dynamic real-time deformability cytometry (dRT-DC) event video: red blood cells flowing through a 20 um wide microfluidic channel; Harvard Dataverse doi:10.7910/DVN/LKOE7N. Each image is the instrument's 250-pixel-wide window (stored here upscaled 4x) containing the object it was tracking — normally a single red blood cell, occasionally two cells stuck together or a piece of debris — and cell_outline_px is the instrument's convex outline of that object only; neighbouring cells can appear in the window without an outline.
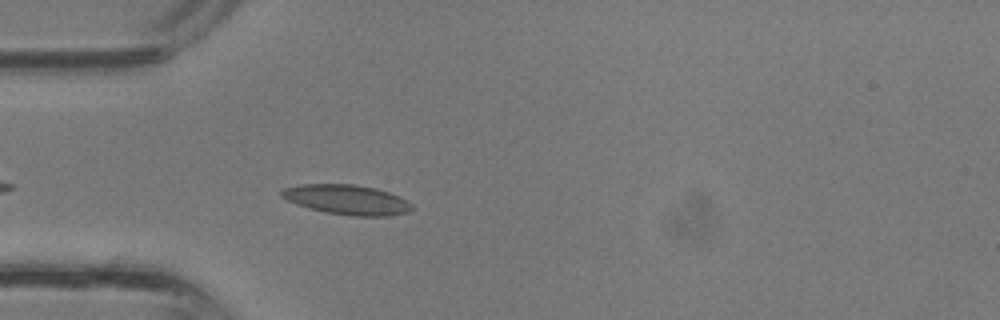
{"species": "common noctule bat (a hibernating species)", "species_latin": "Nyctalus noctula", "temperature_condition": "room temperature", "stored_images_in_passage": 28, "camera_frame_rate_fps": 3000, "um_per_image_px": 0.085, "animal": {"sex": "male", "body_mass_g": 13.3}, "frame": {"image": 1, "passage_image": 3, "time_ms": 0.667, "image_size_px": [1000, 320], "cell_outline_px": [[412, 208], [408, 212], [388, 216], [352, 216], [324, 212], [296, 204], [280, 196], [280, 192], [284, 188], [304, 184], [356, 184], [376, 188], [388, 192], [412, 204]], "centroid_in_image_um": [29.47, 16.97], "position_along_channel_um": 55.5, "area_um2": 22.48}}
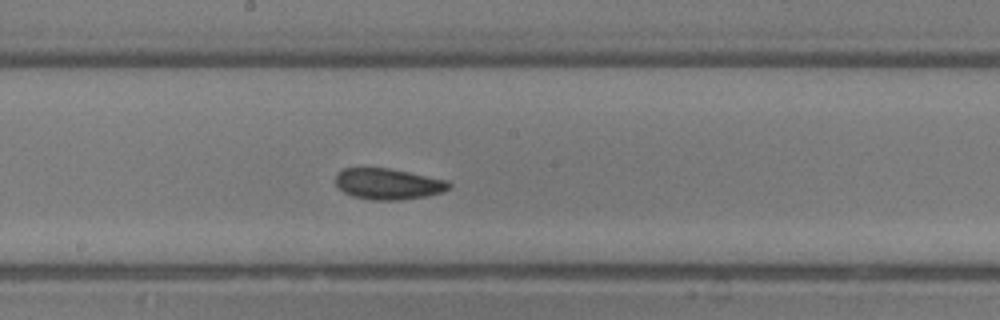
{"frame": {"image": 2, "passage_image": 12, "time_ms": 3.667, "image_size_px": [1000, 320], "cell_outline_px": [[452, 184], [448, 188], [440, 192], [428, 196], [400, 200], [372, 200], [352, 196], [344, 192], [336, 184], [336, 176], [344, 168], [388, 168], [448, 180]], "centroid_in_image_um": [33.0, 15.64], "position_along_channel_um": 215.2, "area_um2": 20.35}}
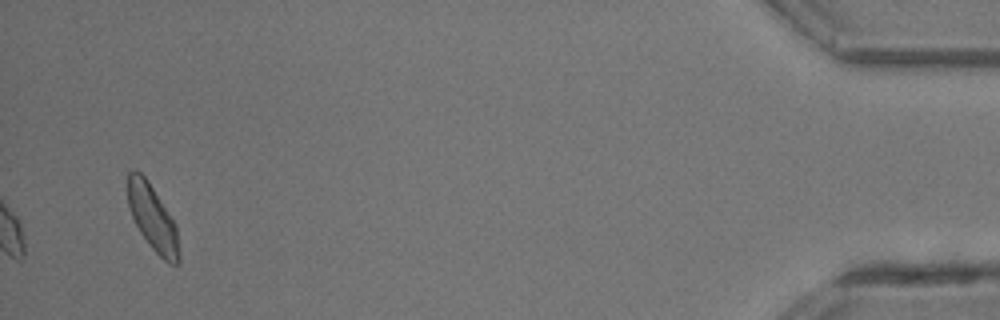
{"frame": {"image": 3, "passage_image": 28, "time_ms": 9.0, "image_size_px": [1000, 320], "cell_outline_px": [[180, 264], [168, 264], [152, 248], [140, 232], [132, 216], [128, 204], [128, 172], [132, 168], [136, 168], [148, 180], [176, 224], [180, 252]], "centroid_in_image_um": [12.99, 18.52], "position_along_channel_um": 422.2, "area_um2": 19.71}}